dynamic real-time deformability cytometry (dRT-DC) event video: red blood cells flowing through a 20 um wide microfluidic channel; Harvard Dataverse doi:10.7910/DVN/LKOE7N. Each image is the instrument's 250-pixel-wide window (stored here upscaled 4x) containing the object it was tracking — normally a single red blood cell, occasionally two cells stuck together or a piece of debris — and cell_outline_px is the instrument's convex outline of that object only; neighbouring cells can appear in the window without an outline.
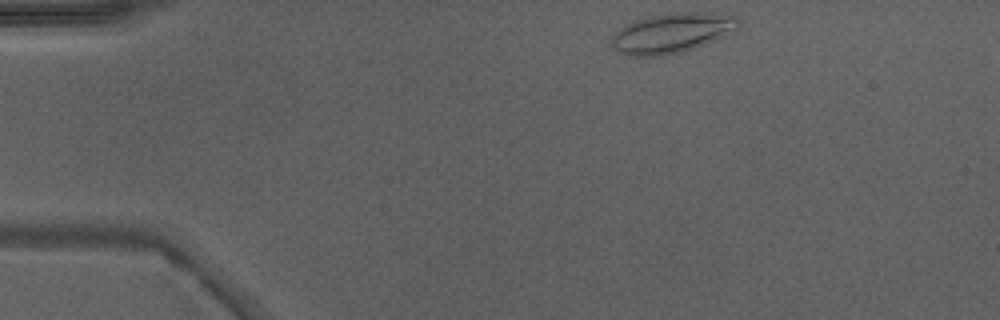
{"species": "Egyptian fruit bat (a non-hibernating species)", "species_latin": "Rousettus aegyptiacus", "temperature_condition": "warm", "stored_images_in_passage": 41, "camera_frame_rate_fps": 3000, "um_per_image_px": 0.085, "animal": {"sex": "male"}, "frame": {"image": 1, "passage_image": 1, "time_ms": 0.0, "image_size_px": [1000, 320], "cell_outline_px": [[740, 28], [724, 36], [704, 44], [680, 52], [664, 56], [628, 56], [616, 52], [612, 48], [612, 36], [620, 28], [632, 20], [652, 16], [676, 12], [696, 12], [736, 16], [740, 20]], "centroid_in_image_um": [57.09, 2.81], "position_along_channel_um": 27.9, "area_um2": 29.48}}
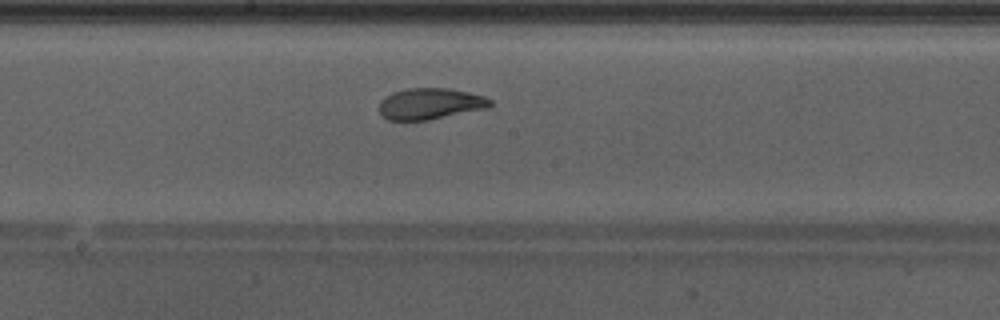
{"frame": {"image": 2, "passage_image": 19, "time_ms": 6.0, "image_size_px": [1000, 320], "cell_outline_px": [[492, 104], [488, 108], [428, 120], [388, 120], [380, 112], [380, 100], [384, 96], [392, 92], [408, 88], [448, 88], [468, 92], [484, 96], [492, 100]], "centroid_in_image_um": [36.57, 8.81], "position_along_channel_um": 211.6, "area_um2": 20.23}}
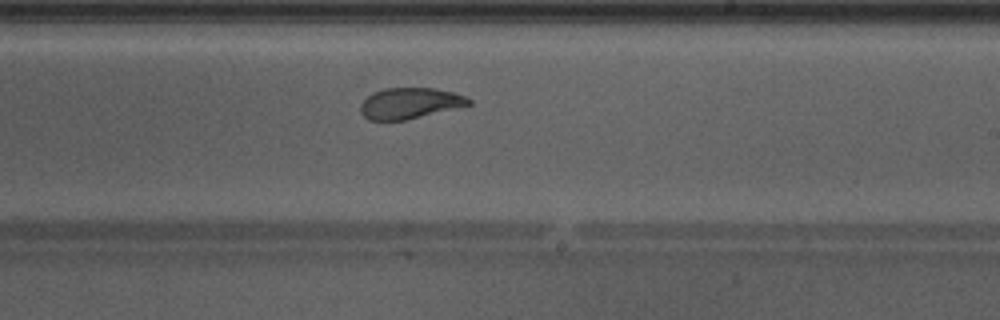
{"frame": {"image": 3, "passage_image": 22, "time_ms": 7.0, "image_size_px": [1000, 320], "cell_outline_px": [[472, 104], [404, 120], [368, 120], [360, 112], [360, 104], [372, 92], [384, 88], [436, 88], [452, 92], [464, 96], [472, 100]], "centroid_in_image_um": [34.8, 8.77], "position_along_channel_um": 254.2, "area_um2": 19.36}, "authors_computed_cell_mechanics": {"area_um2": 22.0218, "velocity_mm_per_s": 4.2558, "shape_relaxation_time_tau1_ms": 3.6011, "shape_relaxation_time_tau2_ms": 1.3831, "deformation_change_tau1": 0.1372, "deformation_change_tau2": 0.0738}}